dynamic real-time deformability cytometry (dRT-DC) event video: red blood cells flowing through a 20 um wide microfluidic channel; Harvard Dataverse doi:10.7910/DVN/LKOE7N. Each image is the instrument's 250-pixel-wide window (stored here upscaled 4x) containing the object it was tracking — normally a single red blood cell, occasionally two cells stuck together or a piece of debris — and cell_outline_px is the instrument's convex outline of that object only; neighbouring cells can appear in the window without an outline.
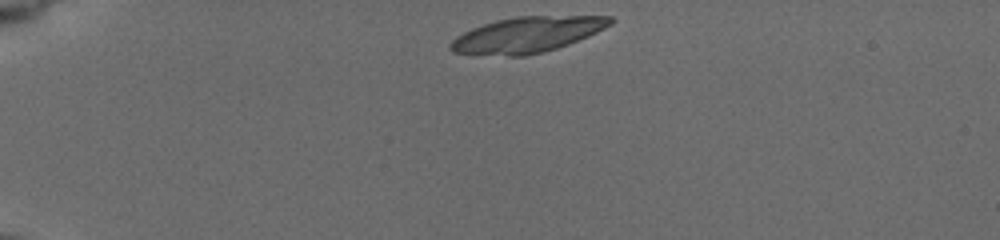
{"species": "common noctule bat (a hibernating species)", "species_latin": "Nyctalus noctula", "temperature_condition": "cold", "stored_images_in_passage": 21, "camera_frame_rate_fps": 3000, "um_per_image_px": 0.085, "animal": {"sex": "female", "body_mass_g": 19.5, "forearm_length_mm": 54.1}, "frame": {"image": 1, "passage_image": 1, "time_ms": 0.0, "image_size_px": [1000, 240], "cell_outline_px": [[616, 20], [612, 24], [588, 36], [568, 44], [544, 52], [524, 56], [472, 56], [452, 52], [448, 48], [448, 44], [456, 36], [472, 28], [496, 20], [516, 16], [612, 16]], "centroid_in_image_um": [44.74, 2.97], "position_along_channel_um": 40.3, "area_um2": 33.64}}
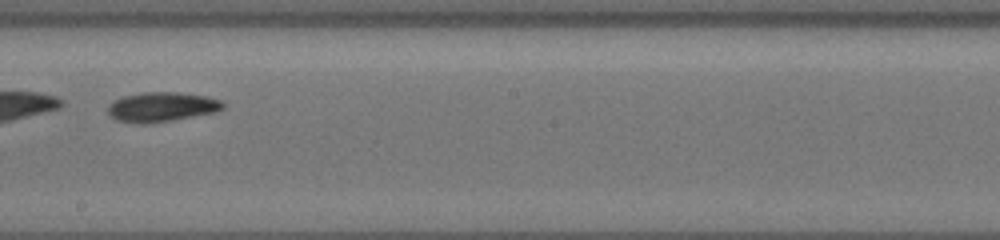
{"frame": {"image": 2, "passage_image": 15, "time_ms": 7.0, "image_size_px": [1000, 240], "cell_outline_px": [[224, 108], [216, 112], [172, 120], [144, 124], [116, 120], [108, 112], [108, 104], [112, 100], [124, 96], [140, 92], [176, 92], [208, 96], [224, 100]], "centroid_in_image_um": [13.77, 9.07], "position_along_channel_um": 234.4, "area_um2": 20.0}}
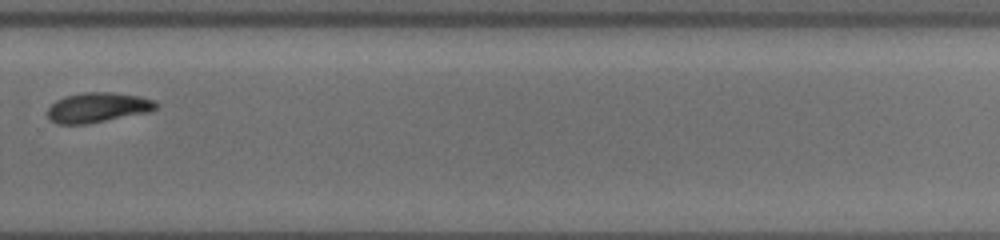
{"frame": {"image": 3, "passage_image": 17, "time_ms": 9.333, "image_size_px": [1000, 240], "cell_outline_px": [[160, 104], [156, 108], [148, 112], [88, 124], [56, 124], [48, 116], [48, 108], [56, 100], [64, 96], [84, 92], [108, 92], [140, 96], [156, 100]], "centroid_in_image_um": [8.33, 9.13], "position_along_channel_um": 321.5, "area_um2": 18.96}, "authors_computed_cell_mechanics": {"area_um2": 19.7098, "velocity_mm_per_s": 3.7348, "shape_relaxation_time_tau1_ms": 5.5707, "shape_relaxation_time_tau2_ms": null, "deformation_change_tau1": 0.1869, "deformation_change_tau2": null}}